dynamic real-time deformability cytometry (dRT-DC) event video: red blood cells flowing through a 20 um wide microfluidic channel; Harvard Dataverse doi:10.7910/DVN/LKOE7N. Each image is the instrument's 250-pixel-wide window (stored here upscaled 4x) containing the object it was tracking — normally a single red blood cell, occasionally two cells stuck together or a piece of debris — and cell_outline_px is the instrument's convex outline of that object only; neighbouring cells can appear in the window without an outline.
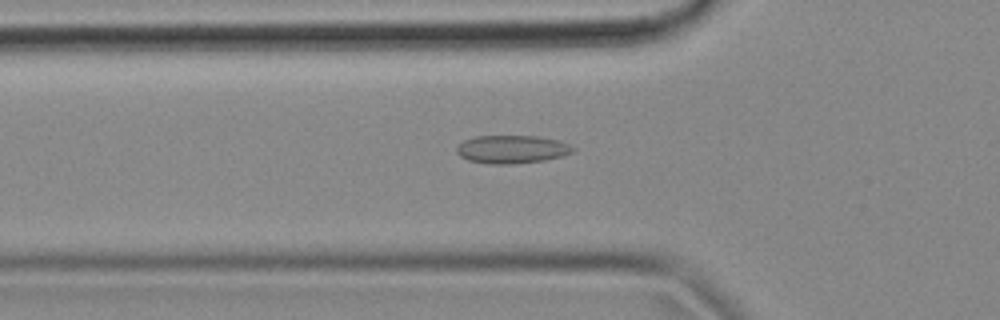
{"species": "common noctule bat (a hibernating species)", "species_latin": "Nyctalus noctula", "temperature_condition": "cold", "stored_images_in_passage": 54, "camera_frame_rate_fps": 3000, "um_per_image_px": 0.085, "animal": {"sex": "female", "body_mass_g": 18.4}, "frame": {"image": 1, "passage_image": 18, "time_ms": 5.667, "image_size_px": [1000, 320], "cell_outline_px": [[576, 148], [572, 152], [560, 156], [544, 160], [512, 164], [488, 164], [468, 160], [460, 156], [456, 152], [456, 148], [464, 140], [476, 136], [536, 136], [560, 140]], "centroid_in_image_um": [43.5, 12.69], "position_along_channel_um": 82.3, "area_um2": 19.02}}
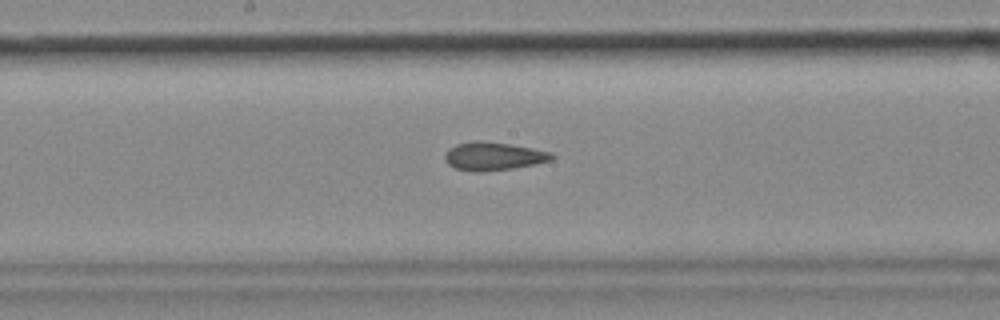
{"frame": {"image": 2, "passage_image": 28, "time_ms": 9.0, "image_size_px": [1000, 320], "cell_outline_px": [[556, 156], [552, 160], [512, 168], [480, 172], [476, 172], [456, 168], [448, 164], [444, 160], [444, 156], [448, 148], [456, 144], [472, 140], [484, 140], [532, 148], [552, 152]], "centroid_in_image_um": [41.91, 13.26], "position_along_channel_um": 206.3, "area_um2": 17.63}}
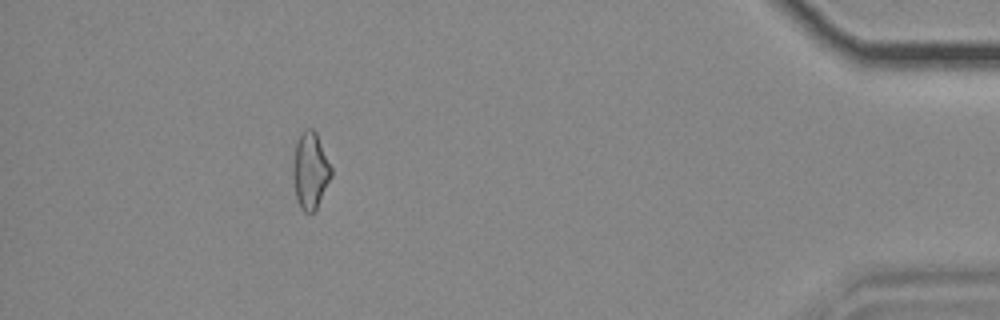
{"frame": {"image": 3, "passage_image": 49, "time_ms": 16.0, "image_size_px": [1000, 320], "cell_outline_px": [[332, 176], [316, 208], [312, 212], [304, 212], [300, 208], [296, 196], [292, 172], [292, 164], [296, 140], [300, 132], [304, 128], [312, 128], [316, 132], [332, 168]], "centroid_in_image_um": [26.36, 14.45], "position_along_channel_um": 408.8, "area_um2": 17.17}, "authors_computed_cell_mechanics": {"area_um2": 17.7735, "velocity_mm_per_s": 3.7024, "shape_relaxation_time_tau1_ms": null, "shape_relaxation_time_tau2_ms": 4.9827, "deformation_change_tau1": null, "deformation_change_tau2": 0.1372}}